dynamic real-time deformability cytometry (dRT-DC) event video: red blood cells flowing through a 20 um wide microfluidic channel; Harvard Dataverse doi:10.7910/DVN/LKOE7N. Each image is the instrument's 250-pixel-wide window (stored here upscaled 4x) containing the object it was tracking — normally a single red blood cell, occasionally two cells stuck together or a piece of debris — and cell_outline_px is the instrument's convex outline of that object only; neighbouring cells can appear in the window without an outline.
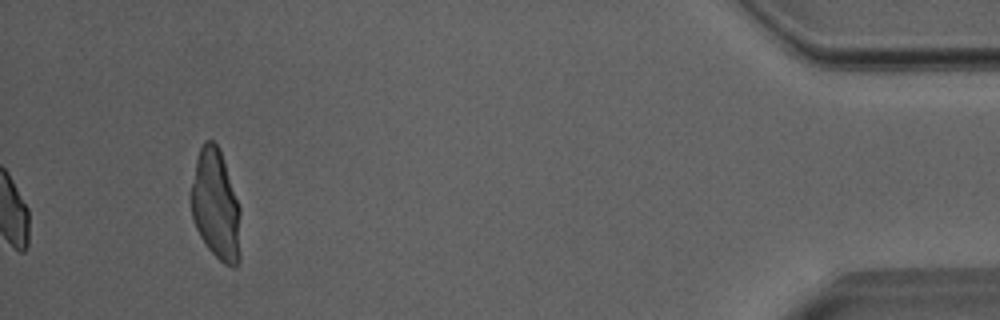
{"species": "Egyptian fruit bat (a non-hibernating species)", "species_latin": "Rousettus aegyptiacus", "temperature_condition": "room temperature", "stored_images_in_passage": 41, "camera_frame_rate_fps": 3000, "um_per_image_px": 0.085, "animal": {"sex": "male"}, "frame": {"image": 1, "passage_image": 41, "time_ms": 13.333, "image_size_px": [1000, 320], "cell_outline_px": [[240, 260], [236, 268], [232, 268], [224, 264], [204, 244], [196, 228], [192, 216], [188, 196], [196, 160], [200, 148], [204, 140], [212, 140], [216, 144], [220, 152], [240, 208]], "centroid_in_image_um": [18.32, 17.47], "position_along_channel_um": 416.9, "area_um2": 32.08}}